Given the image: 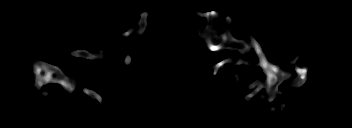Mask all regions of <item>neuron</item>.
<instances>
[{"mask_svg": "<svg viewBox=\"0 0 352 128\" xmlns=\"http://www.w3.org/2000/svg\"><path fill=\"white\" fill-rule=\"evenodd\" d=\"M197 14L207 18V20H208V25L206 26L205 33L199 32L198 36L199 37H203L204 35L207 36L206 44H207V47L210 51L219 53L222 49H229V50H238L244 54V53L248 52L250 50L251 45H253V48H254L255 52L257 53V56L259 58V62H256L253 65L255 67L262 66L263 73L267 76V78L263 83H261V85L258 88L255 89V91H253L251 94L246 95V97L241 99L240 102L245 99L249 100V98H251L253 95L258 93L262 89L263 86L267 87L266 94L269 96V102H271L274 98L277 97V94H276V96H274V93H275V91H277V88L280 86V84H282V82L284 80L291 81L290 80L291 76L289 74H283L280 71L279 66L273 65L267 60L261 46L253 38H252V43L250 44L244 40H241V41L236 40L235 38L232 37L229 30H227L223 36H219L218 34H215L214 31L211 30V26H212L211 20L213 18H218V19L220 18L221 15L217 11H211V12H206V13L197 12ZM147 16H148L147 12L142 13L140 15V17H141L140 21L138 22L139 28L138 29L131 28L127 32L123 33V35L129 36L130 33L134 30L136 32H138L139 35L143 34V32L147 26V23H146ZM231 21H232V18H230L229 16L226 17V25H229V23ZM213 41H217V43L215 44ZM100 52L102 53L103 50L101 49ZM101 53H100V55H95V54L89 53L86 50H75L72 54L77 57L94 60L97 58L104 59L105 57L102 56ZM299 58L300 57L297 56L294 60L289 61L288 63L295 64ZM130 61H131V58H130V56L127 55V57L125 59V64L128 65L130 63ZM231 62H232V59L230 57L220 61L218 64H216L214 66L215 72L213 73V75L214 74L216 75L219 68L222 67L224 64L231 63ZM242 64L251 65V62L246 61V60H242V59H238V61L233 65L237 66V65H242ZM32 70L36 76L35 77V85L38 88H41L43 85L48 84L50 82H54V83L61 84L66 90H68L70 92H73L76 89V86L73 85V83H71V79H69L68 77H65L64 73L57 66L47 64L44 61H37V62L33 63ZM42 70L45 71L44 76L41 75ZM295 71H296V74H298V75H297V77L294 78V83H292L290 85H291V87L300 88L302 86V84L307 79V68L306 67H302V68L296 67ZM53 74H57L58 77L54 79L52 77ZM258 83H259V81L256 80L255 82H253L249 86V89L256 87ZM83 92L89 96H94L95 99H97V101H99L100 107H104L102 104L101 96L98 95L95 91L90 90V89H83ZM46 95H49V93L47 91H44L41 93V96H46ZM285 107H286V104L280 105L281 110H283Z\"/></svg>", "mask_w": 352, "mask_h": 128, "instance_id": "obj_1", "label": "neuron"}]
</instances>
